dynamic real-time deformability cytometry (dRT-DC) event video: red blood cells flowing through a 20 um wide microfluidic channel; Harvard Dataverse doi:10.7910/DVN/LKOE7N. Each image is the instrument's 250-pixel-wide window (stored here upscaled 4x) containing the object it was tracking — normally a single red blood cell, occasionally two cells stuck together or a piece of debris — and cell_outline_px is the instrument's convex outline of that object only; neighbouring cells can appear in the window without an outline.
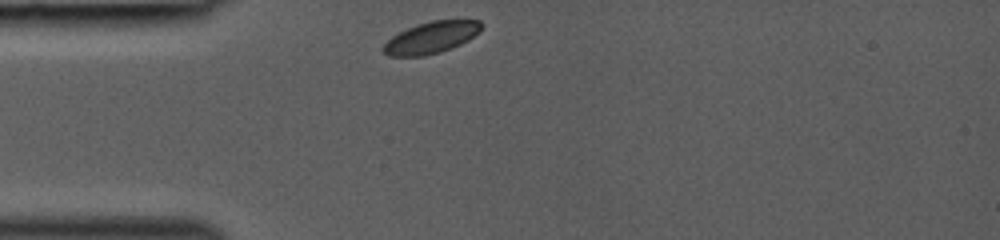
{"species": "common noctule bat (a hibernating species)", "species_latin": "Nyctalus noctula", "temperature_condition": "room temperature", "stored_images_in_passage": 28, "camera_frame_rate_fps": 3000, "um_per_image_px": 0.085, "animal": {"sex": "female", "body_mass_g": 19.0, "forearm_length_mm": 53.3}, "frame": {"image": 1, "passage_image": 1, "time_ms": 0.0, "image_size_px": [1000, 240], "cell_outline_px": [[484, 24], [480, 32], [468, 40], [460, 44], [440, 52], [424, 56], [388, 56], [380, 48], [392, 36], [408, 28], [432, 20], [480, 20]], "centroid_in_image_um": [36.68, 3.19], "position_along_channel_um": 48.3, "area_um2": 18.03}}
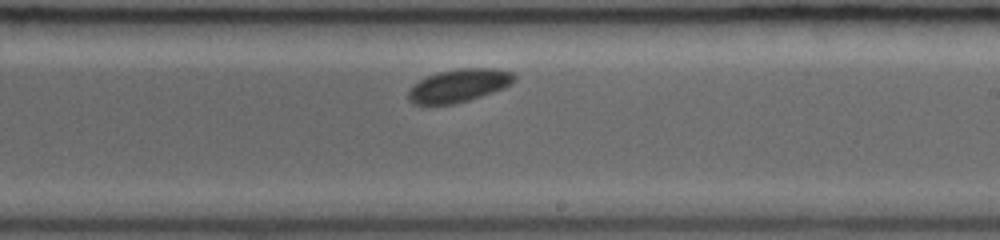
{"frame": {"image": 2, "passage_image": 16, "time_ms": 5.0, "image_size_px": [1000, 240], "cell_outline_px": [[516, 80], [512, 84], [504, 88], [468, 100], [452, 104], [412, 104], [408, 100], [408, 92], [412, 84], [436, 72], [460, 68], [496, 68], [512, 72], [516, 76]], "centroid_in_image_um": [39.01, 7.26], "position_along_channel_um": 250.0, "area_um2": 20.46}}
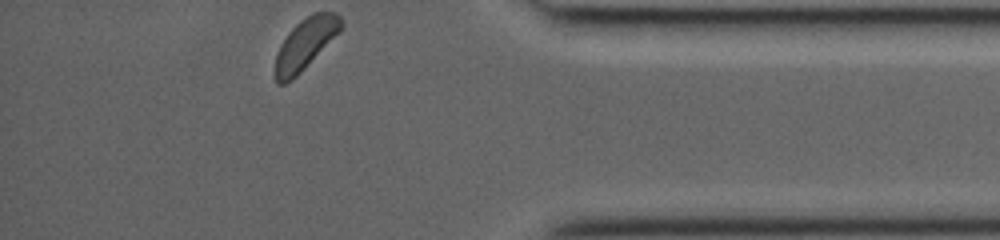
{"frame": {"image": 3, "passage_image": 28, "time_ms": 9.0, "image_size_px": [1000, 240], "cell_outline_px": [[344, 28], [292, 80], [284, 84], [276, 84], [276, 56], [280, 44], [288, 32], [300, 20], [312, 12], [336, 12], [340, 16], [344, 24]], "centroid_in_image_um": [25.98, 3.69], "position_along_channel_um": 409.2, "area_um2": 19.54}}